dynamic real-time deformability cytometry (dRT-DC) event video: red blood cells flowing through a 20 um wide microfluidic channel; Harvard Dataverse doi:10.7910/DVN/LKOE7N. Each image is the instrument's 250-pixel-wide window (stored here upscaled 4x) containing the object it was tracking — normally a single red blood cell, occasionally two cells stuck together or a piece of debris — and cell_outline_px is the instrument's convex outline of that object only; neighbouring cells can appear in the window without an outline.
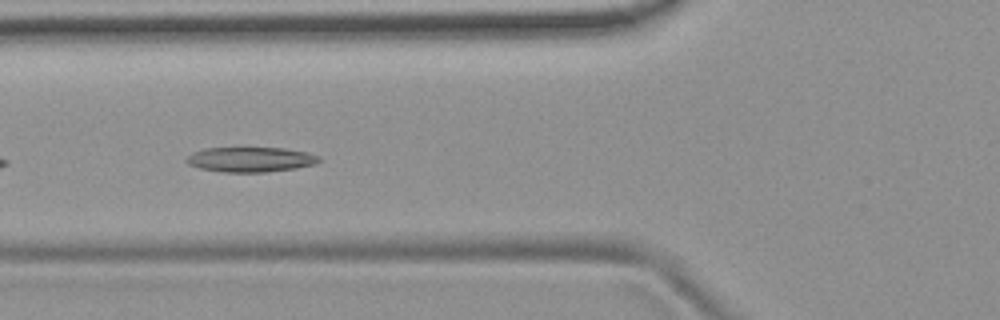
{"species": "common noctule bat (a hibernating species)", "species_latin": "Nyctalus noctula", "temperature_condition": "room temperature", "stored_images_in_passage": 10, "camera_frame_rate_fps": 3000, "um_per_image_px": 0.085, "animal": {"sex": "female", "body_mass_g": 19.9}, "frame": {"image": 1, "passage_image": 6, "time_ms": 5.667, "image_size_px": [1000, 320], "cell_outline_px": [[320, 160], [316, 164], [296, 168], [264, 172], [224, 172], [200, 168], [188, 164], [184, 160], [192, 152], [204, 148], [284, 148], [308, 152], [320, 156]], "centroid_in_image_um": [21.3, 13.55], "position_along_channel_um": 104.5, "area_um2": 19.31}}
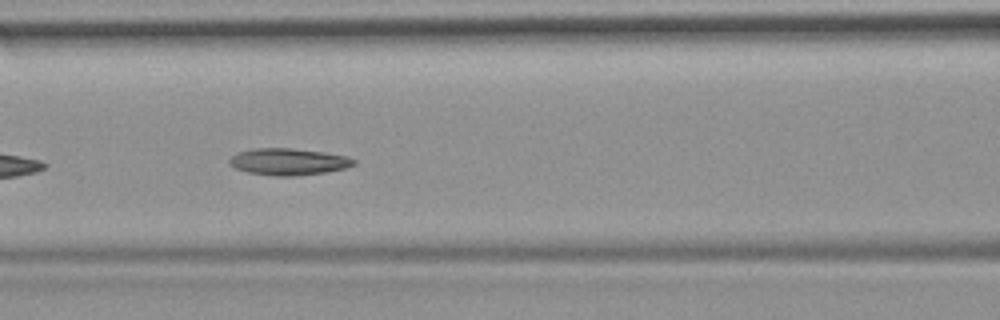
{"frame": {"image": 2, "passage_image": 7, "time_ms": 6.667, "image_size_px": [1000, 320], "cell_outline_px": [[356, 164], [344, 168], [324, 172], [296, 176], [276, 176], [248, 172], [236, 168], [228, 164], [228, 160], [236, 152], [252, 148], [292, 148], [324, 152], [348, 156], [356, 160]], "centroid_in_image_um": [24.5, 13.73], "position_along_channel_um": 142.1, "area_um2": 19.48}}